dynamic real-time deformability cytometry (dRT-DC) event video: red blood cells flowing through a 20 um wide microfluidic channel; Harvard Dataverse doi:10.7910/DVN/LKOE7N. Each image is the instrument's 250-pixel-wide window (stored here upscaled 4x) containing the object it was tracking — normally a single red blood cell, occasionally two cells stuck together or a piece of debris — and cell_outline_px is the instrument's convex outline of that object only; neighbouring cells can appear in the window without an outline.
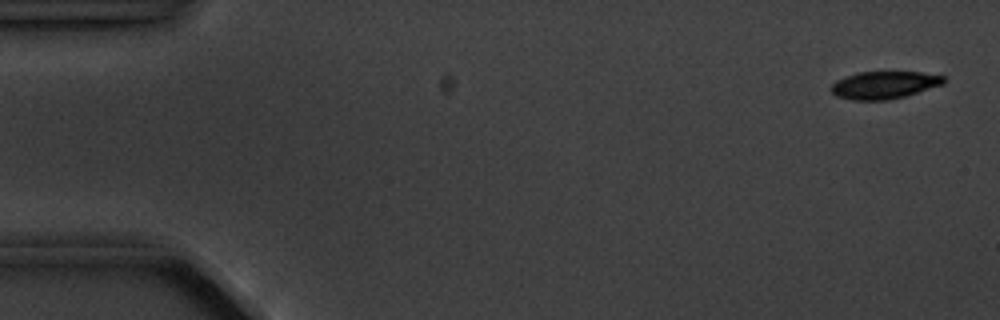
{"species": "common noctule bat (a hibernating species)", "species_latin": "Nyctalus noctula", "temperature_condition": "cold", "stored_images_in_passage": 5, "camera_frame_rate_fps": 3000, "um_per_image_px": 0.085, "animal": {"sex": "male", "body_mass_g": 20.1, "forearm_length_mm": 53.5}, "frame": {"image": 1, "passage_image": 1, "time_ms": 0.0, "image_size_px": [1000, 320], "cell_outline_px": [[944, 84], [904, 96], [888, 100], [852, 100], [836, 96], [832, 92], [832, 84], [836, 80], [860, 72], [920, 72], [944, 76]], "centroid_in_image_um": [75.15, 7.23], "position_along_channel_um": 9.8, "area_um2": 17.8}}
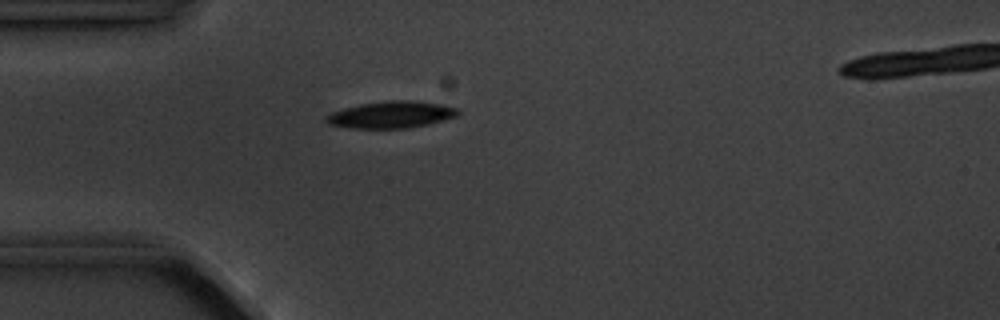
{"frame": {"image": 2, "passage_image": 4, "time_ms": 4.333, "image_size_px": [1000, 320], "cell_outline_px": [[460, 112], [456, 116], [428, 124], [408, 128], [352, 128], [328, 124], [324, 120], [324, 116], [332, 112], [344, 108], [360, 104], [388, 100], [412, 100], [460, 108]], "centroid_in_image_um": [33.22, 9.75], "position_along_channel_um": 51.8, "area_um2": 20.52}}